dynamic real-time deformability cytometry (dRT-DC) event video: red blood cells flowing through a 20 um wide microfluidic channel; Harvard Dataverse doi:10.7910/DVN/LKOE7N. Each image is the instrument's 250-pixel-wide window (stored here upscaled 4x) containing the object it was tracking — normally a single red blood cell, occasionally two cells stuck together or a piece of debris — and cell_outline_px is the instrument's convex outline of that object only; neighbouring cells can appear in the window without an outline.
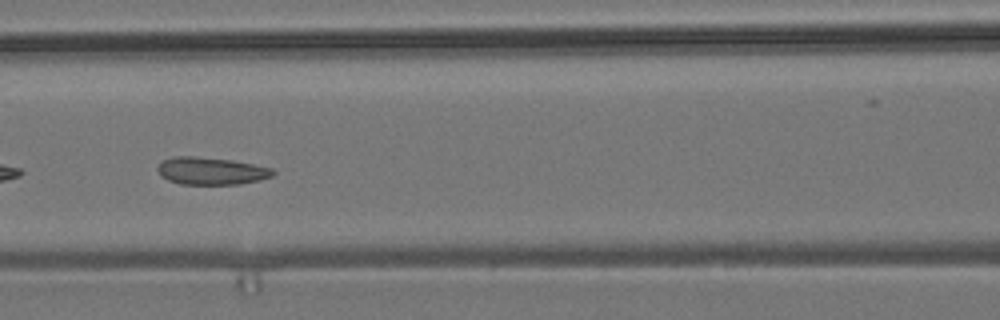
{"species": "common noctule bat (a hibernating species)", "species_latin": "Nyctalus noctula", "temperature_condition": "room temperature", "stored_images_in_passage": 11, "camera_frame_rate_fps": 3000, "um_per_image_px": 0.085, "animal": {"sex": "male", "body_mass_g": 19.2, "forearm_length_mm": 51.8}, "frame": {"image": 1, "passage_image": 7, "time_ms": 7.667, "image_size_px": [1000, 320], "cell_outline_px": [[276, 172], [272, 176], [260, 180], [240, 184], [180, 184], [168, 180], [160, 176], [156, 168], [164, 160], [172, 156], [196, 156], [232, 160], [272, 168]], "centroid_in_image_um": [17.93, 14.53], "position_along_channel_um": 148.7, "area_um2": 18.5}}
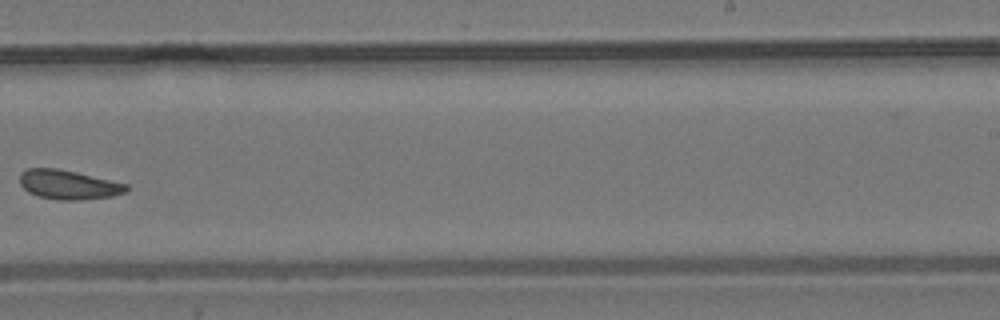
{"frame": {"image": 2, "passage_image": 10, "time_ms": 11.333, "image_size_px": [1000, 320], "cell_outline_px": [[128, 192], [112, 196], [84, 200], [56, 200], [40, 196], [28, 192], [20, 184], [20, 172], [28, 168], [56, 168], [76, 172], [128, 184]], "centroid_in_image_um": [5.83, 15.7], "position_along_channel_um": 283.2, "area_um2": 18.26}}
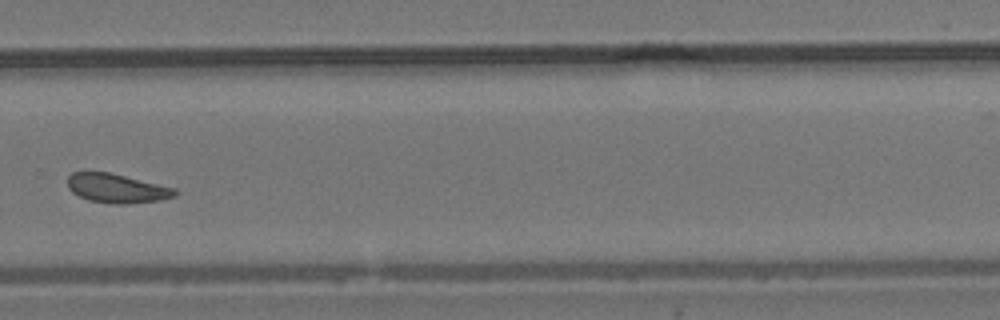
{"frame": {"image": 3, "passage_image": 11, "time_ms": 12.333, "image_size_px": [1000, 320], "cell_outline_px": [[176, 196], [160, 200], [128, 204], [112, 204], [88, 200], [72, 192], [68, 188], [68, 176], [72, 172], [108, 172], [176, 188]], "centroid_in_image_um": [9.92, 16.02], "position_along_channel_um": 319.9, "area_um2": 18.15}}